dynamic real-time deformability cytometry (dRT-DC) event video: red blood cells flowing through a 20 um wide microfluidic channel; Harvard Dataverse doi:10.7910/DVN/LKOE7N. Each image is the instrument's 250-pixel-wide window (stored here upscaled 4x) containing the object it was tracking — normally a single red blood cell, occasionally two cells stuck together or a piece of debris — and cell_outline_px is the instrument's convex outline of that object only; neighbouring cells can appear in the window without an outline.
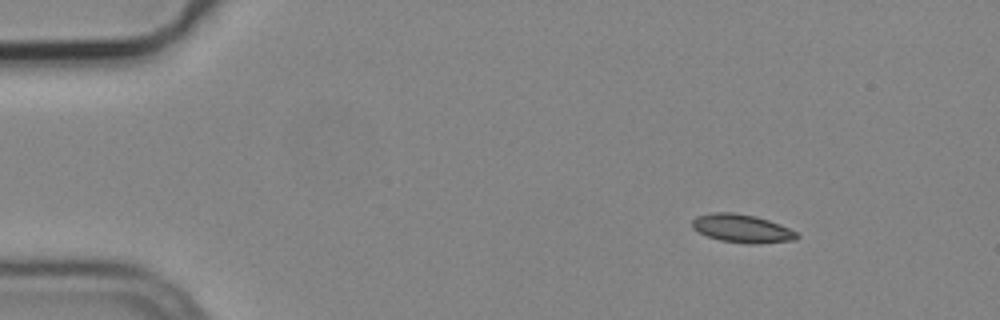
{"species": "common noctule bat (a hibernating species)", "species_latin": "Nyctalus noctula", "temperature_condition": "cold", "stored_images_in_passage": 5, "camera_frame_rate_fps": 3000, "um_per_image_px": 0.085, "animal": {"sex": "male", "body_mass_g": 19.2, "forearm_length_mm": 51.8}, "frame": {"image": 1, "passage_image": 1, "time_ms": 0.0, "image_size_px": [1000, 320], "cell_outline_px": [[800, 236], [796, 240], [756, 244], [748, 244], [720, 240], [708, 236], [692, 228], [692, 220], [696, 216], [712, 212], [732, 212], [756, 216], [780, 224], [796, 232]], "centroid_in_image_um": [63.08, 19.42], "position_along_channel_um": 21.9, "area_um2": 17.28}}
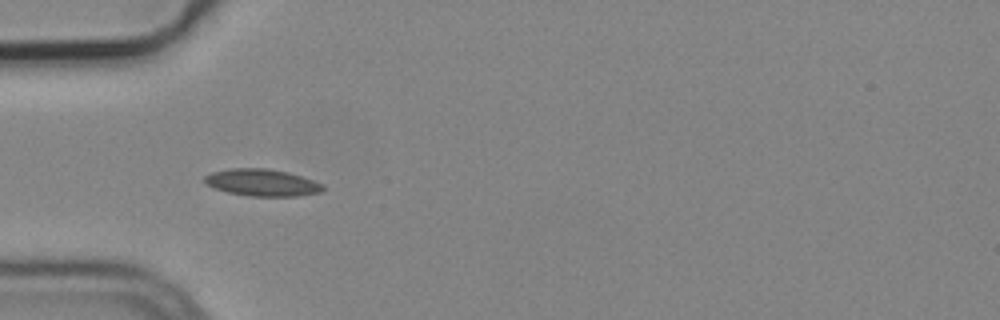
{"frame": {"image": 2, "passage_image": 4, "time_ms": 1.0, "image_size_px": [1000, 320], "cell_outline_px": [[324, 188], [320, 192], [296, 196], [248, 196], [228, 192], [212, 188], [204, 184], [204, 176], [212, 172], [228, 168], [268, 168], [288, 172], [324, 184]], "centroid_in_image_um": [22.22, 15.51], "position_along_channel_um": 62.8, "area_um2": 18.73}}
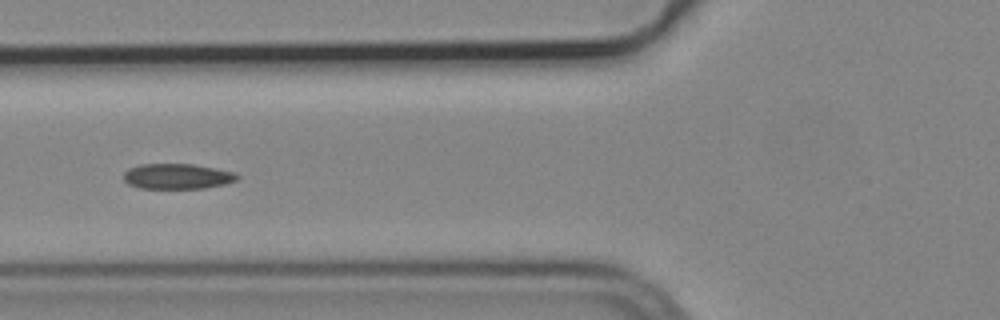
{"frame": {"image": 3, "passage_image": 5, "time_ms": 1.333, "image_size_px": [1000, 320], "cell_outline_px": [[240, 176], [236, 180], [224, 184], [204, 188], [140, 188], [128, 184], [124, 180], [124, 172], [128, 168], [140, 164], [192, 164], [216, 168], [236, 172]], "centroid_in_image_um": [15.07, 14.98], "position_along_channel_um": 110.7, "area_um2": 16.82}}